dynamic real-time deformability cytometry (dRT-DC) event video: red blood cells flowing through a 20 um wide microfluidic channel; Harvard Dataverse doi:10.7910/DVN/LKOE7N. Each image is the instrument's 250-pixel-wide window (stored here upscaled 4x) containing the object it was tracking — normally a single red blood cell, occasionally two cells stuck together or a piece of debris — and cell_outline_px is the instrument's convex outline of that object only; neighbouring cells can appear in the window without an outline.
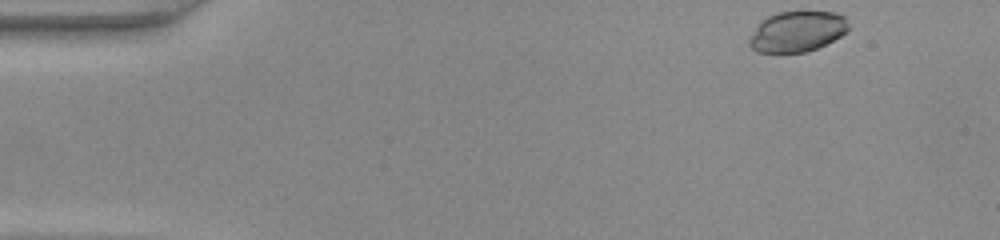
{"species": "common noctule bat (a hibernating species)", "species_latin": "Nyctalus noctula", "temperature_condition": "warm", "stored_images_in_passage": 44, "camera_frame_rate_fps": 3000, "um_per_image_px": 0.085, "animal": {"sex": "female", "body_mass_g": 22.0, "forearm_length_mm": 56.7}, "frame": {"image": 1, "passage_image": 1, "time_ms": 0.0, "image_size_px": [1000, 240], "cell_outline_px": [[848, 32], [816, 48], [804, 52], [756, 52], [748, 44], [748, 40], [756, 28], [768, 16], [776, 12], [832, 12], [844, 16], [848, 28]], "centroid_in_image_um": [67.75, 2.68], "position_along_channel_um": 17.3, "area_um2": 23.0}}
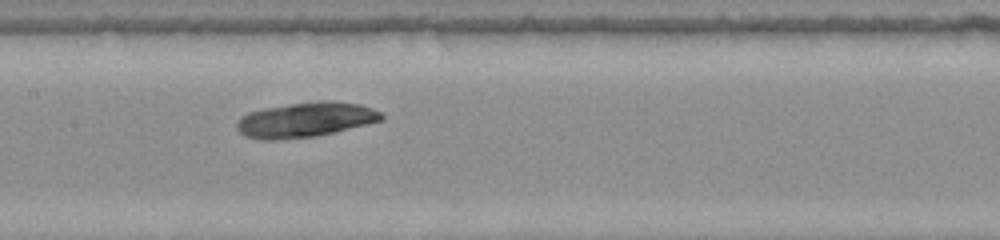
{"frame": {"image": 2, "passage_image": 20, "time_ms": 6.333, "image_size_px": [1000, 240], "cell_outline_px": [[384, 120], [316, 136], [280, 140], [264, 140], [244, 136], [236, 128], [236, 120], [240, 116], [248, 112], [264, 108], [316, 100], [336, 100], [360, 104], [372, 108], [380, 112], [384, 116]], "centroid_in_image_um": [25.95, 10.17], "position_along_channel_um": 181.5, "area_um2": 29.77}}
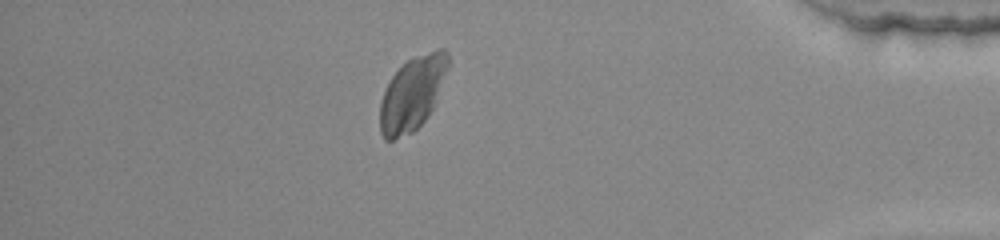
{"frame": {"image": 3, "passage_image": 38, "time_ms": 12.333, "image_size_px": [1000, 240], "cell_outline_px": [[448, 64], [432, 108], [428, 116], [412, 132], [392, 140], [384, 140], [380, 132], [380, 104], [384, 92], [392, 76], [412, 56], [436, 48], [444, 48], [448, 52]], "centroid_in_image_um": [35.02, 7.93], "position_along_channel_um": 400.2, "area_um2": 28.73}}